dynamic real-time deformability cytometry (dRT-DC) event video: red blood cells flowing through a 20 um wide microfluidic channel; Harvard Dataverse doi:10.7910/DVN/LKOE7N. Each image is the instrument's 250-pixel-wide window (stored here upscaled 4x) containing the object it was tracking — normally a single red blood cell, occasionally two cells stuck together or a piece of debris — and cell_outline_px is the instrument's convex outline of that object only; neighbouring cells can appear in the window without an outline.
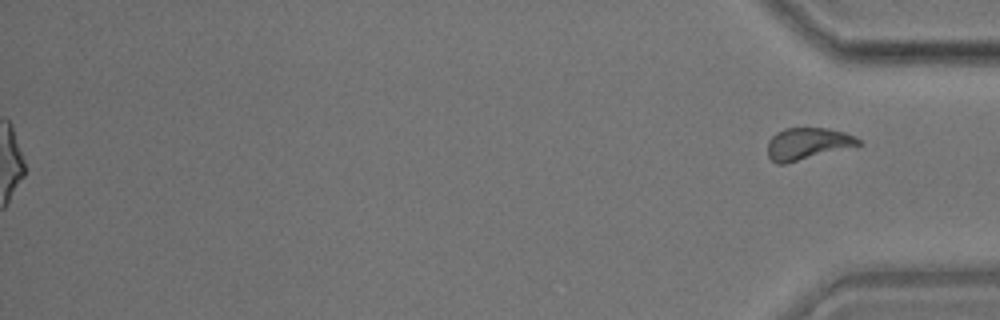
{"species": "common noctule bat (a hibernating species)", "species_latin": "Nyctalus noctula", "temperature_condition": "room temperature", "stored_images_in_passage": 42, "segment_of_instrument_passage": [2, 2], "camera_frame_rate_fps": 3000, "um_per_image_px": 0.085, "animal": {"sex": "male", "body_mass_g": 17.9}, "frame": {"image": 1, "passage_image": 42, "time_ms": 13.667, "image_size_px": [1000, 320], "cell_outline_px": [[864, 144], [784, 164], [776, 164], [768, 156], [768, 140], [776, 132], [784, 128], [828, 128], [844, 132], [860, 140]], "centroid_in_image_um": [68.62, 12.21], "position_along_channel_um": 366.6, "area_um2": 16.82}}